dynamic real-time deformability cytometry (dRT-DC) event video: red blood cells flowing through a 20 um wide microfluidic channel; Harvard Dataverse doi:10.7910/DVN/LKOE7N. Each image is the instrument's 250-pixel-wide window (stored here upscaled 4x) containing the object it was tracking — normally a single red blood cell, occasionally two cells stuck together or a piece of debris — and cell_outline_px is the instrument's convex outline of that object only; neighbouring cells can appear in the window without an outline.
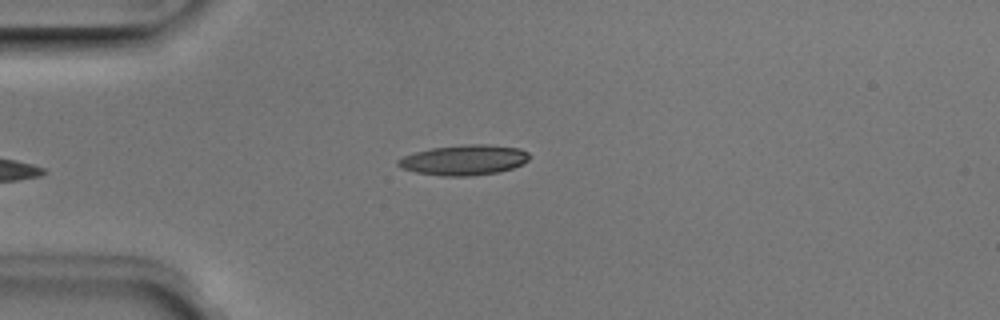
{"species": "Egyptian fruit bat (a non-hibernating species)", "species_latin": "Rousettus aegyptiacus", "temperature_condition": "room temperature", "stored_images_in_passage": 4, "camera_frame_rate_fps": 3000, "um_per_image_px": 0.085, "animal": {"sex": "male"}, "frame": {"image": 1, "passage_image": 4, "time_ms": 1.0, "image_size_px": [1000, 320], "cell_outline_px": [[532, 156], [528, 160], [512, 168], [496, 172], [468, 176], [440, 176], [416, 172], [404, 168], [396, 164], [396, 160], [404, 156], [416, 152], [432, 148], [464, 144], [488, 144], [520, 148], [528, 152]], "centroid_in_image_um": [39.46, 13.59], "position_along_channel_um": 45.5, "area_um2": 23.06}}